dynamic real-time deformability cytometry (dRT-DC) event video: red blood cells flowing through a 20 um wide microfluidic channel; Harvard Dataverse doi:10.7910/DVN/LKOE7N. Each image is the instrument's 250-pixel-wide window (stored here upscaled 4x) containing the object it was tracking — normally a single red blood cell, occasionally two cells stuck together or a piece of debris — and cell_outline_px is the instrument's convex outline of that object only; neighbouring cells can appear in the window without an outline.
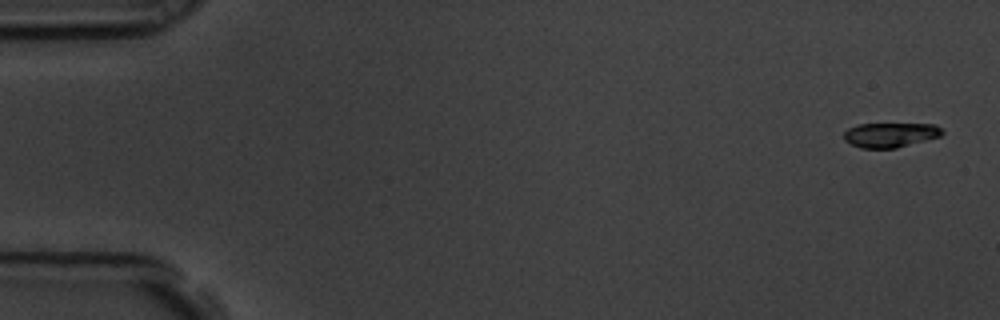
{"species": "common noctule bat (a hibernating species)", "species_latin": "Nyctalus noctula", "temperature_condition": "room temperature", "stored_images_in_passage": 56, "camera_frame_rate_fps": 3000, "um_per_image_px": 0.085, "animal": {"sex": "male", "body_mass_g": 19.5, "forearm_length_mm": 54.6}, "frame": {"image": 1, "passage_image": 1, "time_ms": 0.0, "image_size_px": [1000, 320], "cell_outline_px": [[944, 132], [940, 136], [896, 148], [860, 148], [844, 140], [844, 132], [848, 128], [860, 124], [936, 124]], "centroid_in_image_um": [75.66, 11.46], "position_along_channel_um": 9.3, "area_um2": 13.99}}
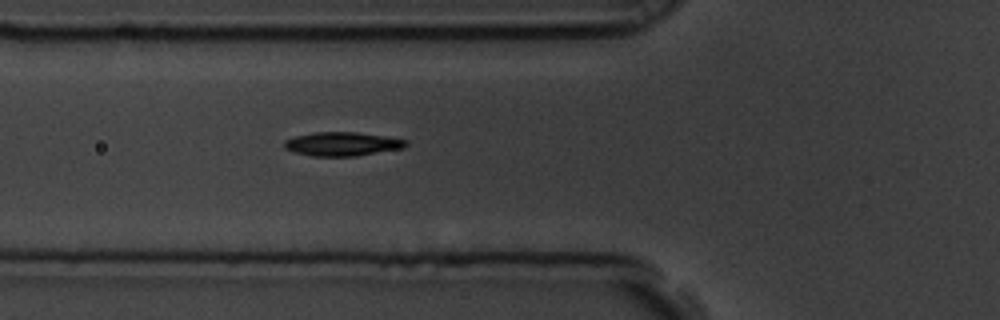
{"frame": {"image": 2, "passage_image": 20, "time_ms": 6.333, "image_size_px": [1000, 320], "cell_outline_px": [[408, 144], [404, 148], [356, 156], [312, 156], [292, 152], [284, 148], [284, 140], [296, 136], [316, 132], [356, 132], [384, 136], [408, 140]], "centroid_in_image_um": [29.09, 12.24], "position_along_channel_um": 96.7, "area_um2": 16.94}}
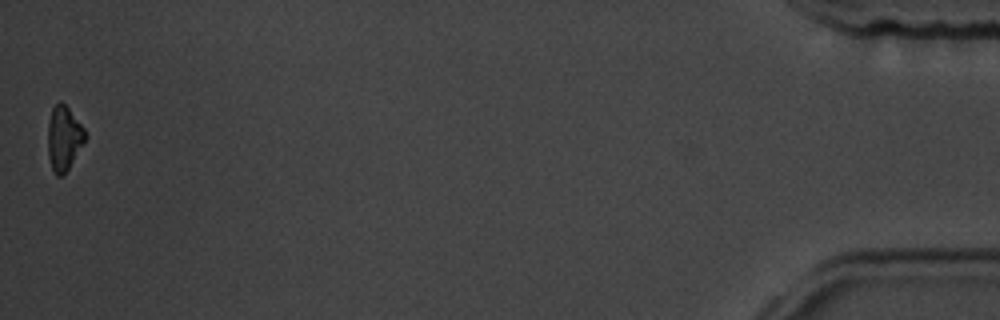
{"frame": {"image": 3, "passage_image": 56, "time_ms": 18.333, "image_size_px": [1000, 320], "cell_outline_px": [[88, 136], [84, 144], [68, 168], [60, 176], [56, 176], [52, 168], [48, 156], [48, 124], [52, 108], [60, 100], [68, 108], [84, 128]], "centroid_in_image_um": [5.44, 11.74], "position_along_channel_um": 429.8, "area_um2": 13.93}, "authors_computed_cell_mechanics": {"area_um2": 16.0973, "velocity_mm_per_s": 3.5752, "shape_relaxation_time_tau1_ms": 3.1435, "shape_relaxation_time_tau2_ms": null, "deformation_change_tau1": 0.1013, "deformation_change_tau2": null}}